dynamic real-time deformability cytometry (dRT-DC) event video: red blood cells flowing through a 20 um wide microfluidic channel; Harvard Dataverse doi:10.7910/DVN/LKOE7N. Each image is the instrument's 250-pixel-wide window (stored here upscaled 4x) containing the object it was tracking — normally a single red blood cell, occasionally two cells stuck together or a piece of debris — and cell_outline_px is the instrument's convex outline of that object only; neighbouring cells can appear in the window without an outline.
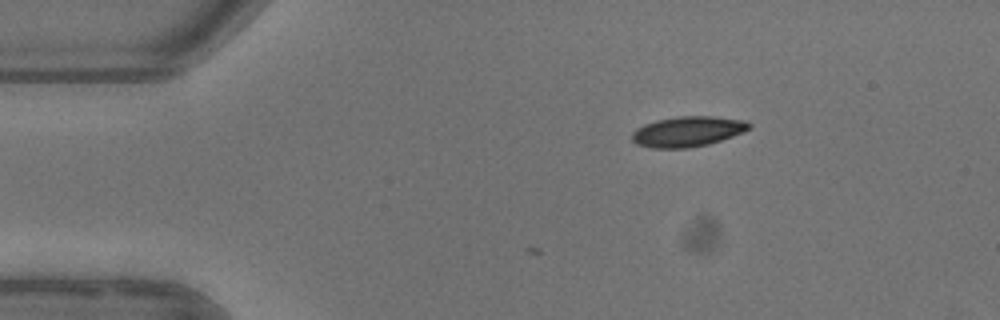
{"species": "common noctule bat (a hibernating species)", "species_latin": "Nyctalus noctula", "temperature_condition": "warm", "stored_images_in_passage": 5, "camera_frame_rate_fps": 3000, "um_per_image_px": 0.085, "animal": {"sex": "female"}, "frame": {"image": 1, "passage_image": 3, "time_ms": 2.333, "image_size_px": [1000, 320], "cell_outline_px": [[752, 124], [744, 132], [708, 144], [688, 148], [652, 148], [636, 144], [632, 140], [632, 132], [636, 128], [644, 124], [656, 120], [680, 116], [712, 116], [744, 120]], "centroid_in_image_um": [58.42, 11.18], "position_along_channel_um": 26.6, "area_um2": 20.63}}
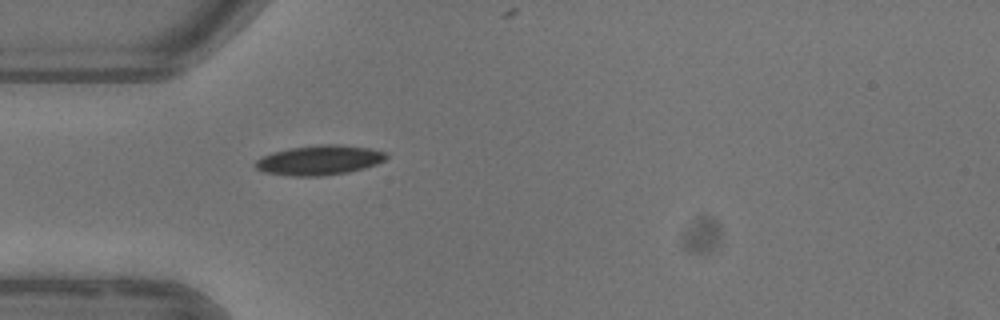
{"frame": {"image": 2, "passage_image": 5, "time_ms": 4.667, "image_size_px": [1000, 320], "cell_outline_px": [[388, 156], [384, 160], [376, 164], [364, 168], [348, 172], [320, 176], [288, 176], [264, 172], [256, 168], [256, 160], [272, 152], [288, 148], [320, 144], [336, 144], [368, 148], [384, 152]], "centroid_in_image_um": [27.12, 13.61], "position_along_channel_um": 57.9, "area_um2": 22.54}}